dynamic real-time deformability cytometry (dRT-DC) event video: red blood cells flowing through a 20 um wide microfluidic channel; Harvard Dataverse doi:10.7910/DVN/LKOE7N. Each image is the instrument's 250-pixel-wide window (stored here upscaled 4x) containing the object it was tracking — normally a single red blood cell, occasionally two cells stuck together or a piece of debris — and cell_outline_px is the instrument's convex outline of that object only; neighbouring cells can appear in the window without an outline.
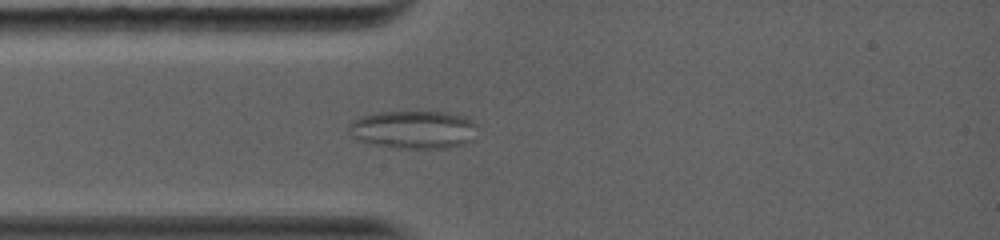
{"species": "common noctule bat (a hibernating species)", "species_latin": "Nyctalus noctula", "temperature_condition": "warm", "stored_images_in_passage": 42, "camera_frame_rate_fps": 5000, "um_per_image_px": 0.085, "animal": {"sex": "female", "body_mass_g": 19.0, "forearm_length_mm": 56.7}, "frame": {"image": 1, "passage_image": 15, "time_ms": 2.8, "image_size_px": [1000, 240], "cell_outline_px": [[476, 140], [464, 144], [444, 148], [388, 148], [356, 140], [348, 132], [348, 124], [352, 120], [360, 116], [376, 112], [444, 112], [464, 116], [476, 124]], "centroid_in_image_um": [35.12, 11.03], "position_along_channel_um": 49.9, "area_um2": 29.02}}
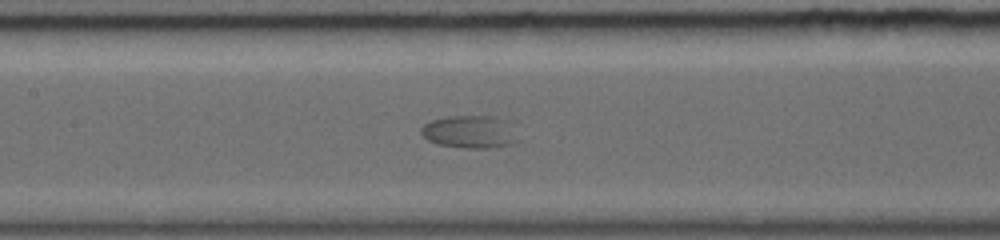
{"frame": {"image": 2, "passage_image": 26, "time_ms": 5.8, "image_size_px": [1000, 240], "cell_outline_px": [[516, 144], [488, 148], [464, 148], [440, 144], [428, 140], [420, 132], [420, 128], [424, 124], [432, 120], [448, 116], [496, 116], [516, 120]], "centroid_in_image_um": [40.06, 11.18], "position_along_channel_um": 167.3, "area_um2": 19.07}}
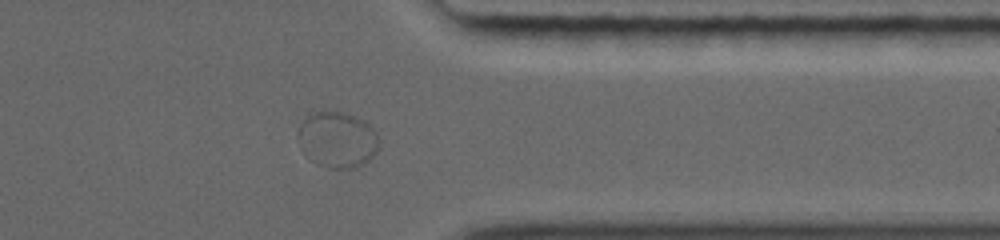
{"frame": {"image": 3, "passage_image": 38, "time_ms": 11.4, "image_size_px": [1000, 240], "cell_outline_px": [[380, 144], [376, 152], [364, 164], [356, 168], [328, 168], [316, 164], [308, 160], [300, 148], [296, 136], [300, 124], [312, 112], [320, 108], [348, 112], [368, 124], [376, 132], [380, 140]], "centroid_in_image_um": [28.63, 11.85], "position_along_channel_um": 382.8, "area_um2": 27.34}}